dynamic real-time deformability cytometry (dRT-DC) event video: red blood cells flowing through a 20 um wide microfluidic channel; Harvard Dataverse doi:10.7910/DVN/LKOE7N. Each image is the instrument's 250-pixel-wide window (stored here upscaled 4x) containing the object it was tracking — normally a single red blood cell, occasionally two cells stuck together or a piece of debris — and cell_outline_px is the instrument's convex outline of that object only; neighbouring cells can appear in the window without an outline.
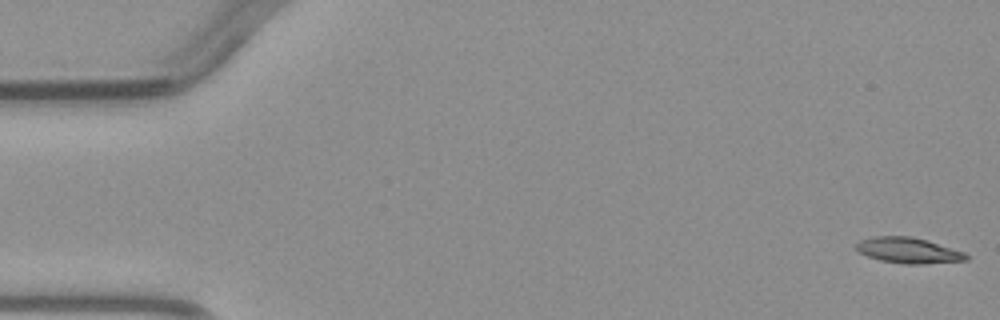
{"species": "common noctule bat (a hibernating species)", "species_latin": "Nyctalus noctula", "temperature_condition": "warm", "stored_images_in_passage": 5, "camera_frame_rate_fps": 3000, "um_per_image_px": 0.085, "animal": {"sex": "male", "body_mass_g": 23.1, "forearm_length_mm": 52.7}, "frame": {"image": 1, "passage_image": 1, "time_ms": 0.0, "image_size_px": [1000, 320], "cell_outline_px": [[968, 260], [924, 264], [904, 264], [880, 260], [868, 256], [860, 252], [856, 248], [856, 244], [860, 240], [872, 236], [908, 236], [928, 240], [964, 252], [968, 256]], "centroid_in_image_um": [77.21, 21.28], "position_along_channel_um": 7.8, "area_um2": 16.42}}
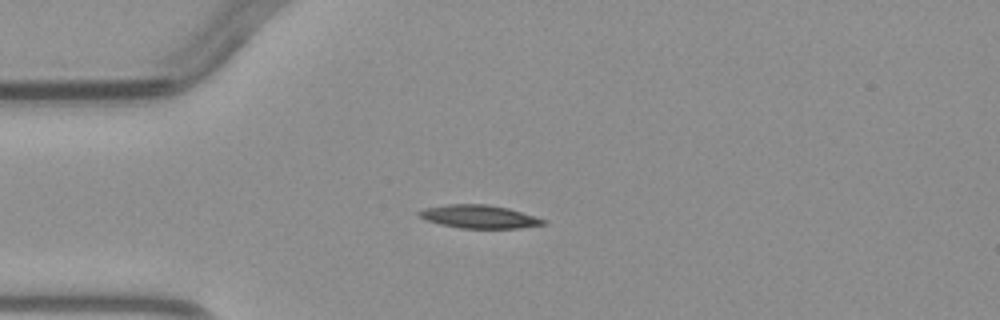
{"frame": {"image": 2, "passage_image": 4, "time_ms": 3.667, "image_size_px": [1000, 320], "cell_outline_px": [[548, 224], [520, 228], [460, 228], [440, 224], [428, 220], [420, 216], [416, 212], [424, 208], [448, 204], [488, 204], [508, 208], [548, 220]], "centroid_in_image_um": [40.77, 18.41], "position_along_channel_um": 44.2, "area_um2": 16.82}}